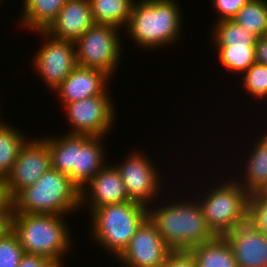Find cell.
Here are the masks:
<instances>
[{
	"label": "cell",
	"instance_id": "cell-1",
	"mask_svg": "<svg viewBox=\"0 0 267 267\" xmlns=\"http://www.w3.org/2000/svg\"><path fill=\"white\" fill-rule=\"evenodd\" d=\"M185 197L179 199L180 201L170 200L164 205L163 203L160 205L157 200L153 202L154 205L158 203L157 207L153 205L148 207L149 219L172 250H189L216 237L208 227L196 197L194 199Z\"/></svg>",
	"mask_w": 267,
	"mask_h": 267
},
{
	"label": "cell",
	"instance_id": "cell-2",
	"mask_svg": "<svg viewBox=\"0 0 267 267\" xmlns=\"http://www.w3.org/2000/svg\"><path fill=\"white\" fill-rule=\"evenodd\" d=\"M176 1L135 0L126 30L122 32L126 31L129 39L142 50L176 44L184 26L183 12Z\"/></svg>",
	"mask_w": 267,
	"mask_h": 267
},
{
	"label": "cell",
	"instance_id": "cell-3",
	"mask_svg": "<svg viewBox=\"0 0 267 267\" xmlns=\"http://www.w3.org/2000/svg\"><path fill=\"white\" fill-rule=\"evenodd\" d=\"M48 145L51 168L67 174L81 189L107 164L103 136L62 133L41 136Z\"/></svg>",
	"mask_w": 267,
	"mask_h": 267
},
{
	"label": "cell",
	"instance_id": "cell-4",
	"mask_svg": "<svg viewBox=\"0 0 267 267\" xmlns=\"http://www.w3.org/2000/svg\"><path fill=\"white\" fill-rule=\"evenodd\" d=\"M64 217L55 214L12 213L9 226L18 236L25 253L45 256L59 267H64L65 254L72 250L71 246H75L70 235V223Z\"/></svg>",
	"mask_w": 267,
	"mask_h": 267
},
{
	"label": "cell",
	"instance_id": "cell-5",
	"mask_svg": "<svg viewBox=\"0 0 267 267\" xmlns=\"http://www.w3.org/2000/svg\"><path fill=\"white\" fill-rule=\"evenodd\" d=\"M80 211V189L67 174L49 169L12 199V213L66 216Z\"/></svg>",
	"mask_w": 267,
	"mask_h": 267
},
{
	"label": "cell",
	"instance_id": "cell-6",
	"mask_svg": "<svg viewBox=\"0 0 267 267\" xmlns=\"http://www.w3.org/2000/svg\"><path fill=\"white\" fill-rule=\"evenodd\" d=\"M148 217V207L135 201L114 203L90 213V236L99 247L118 258L138 227Z\"/></svg>",
	"mask_w": 267,
	"mask_h": 267
},
{
	"label": "cell",
	"instance_id": "cell-7",
	"mask_svg": "<svg viewBox=\"0 0 267 267\" xmlns=\"http://www.w3.org/2000/svg\"><path fill=\"white\" fill-rule=\"evenodd\" d=\"M224 179L205 190L197 200L201 205L208 227L216 236H224L235 227L247 222L249 194L236 177ZM215 186V187H214ZM207 191V192H206Z\"/></svg>",
	"mask_w": 267,
	"mask_h": 267
},
{
	"label": "cell",
	"instance_id": "cell-8",
	"mask_svg": "<svg viewBox=\"0 0 267 267\" xmlns=\"http://www.w3.org/2000/svg\"><path fill=\"white\" fill-rule=\"evenodd\" d=\"M119 29L108 24L92 25L74 42L77 65L104 70L114 78L124 49Z\"/></svg>",
	"mask_w": 267,
	"mask_h": 267
},
{
	"label": "cell",
	"instance_id": "cell-9",
	"mask_svg": "<svg viewBox=\"0 0 267 267\" xmlns=\"http://www.w3.org/2000/svg\"><path fill=\"white\" fill-rule=\"evenodd\" d=\"M110 91L66 104L63 109L71 125L68 134L89 136L108 135L115 125L116 110ZM114 124V125H113Z\"/></svg>",
	"mask_w": 267,
	"mask_h": 267
},
{
	"label": "cell",
	"instance_id": "cell-10",
	"mask_svg": "<svg viewBox=\"0 0 267 267\" xmlns=\"http://www.w3.org/2000/svg\"><path fill=\"white\" fill-rule=\"evenodd\" d=\"M130 152L126 159L114 166L120 173L129 199L149 207L153 201L159 200V191L164 190L159 174L162 170L141 150Z\"/></svg>",
	"mask_w": 267,
	"mask_h": 267
},
{
	"label": "cell",
	"instance_id": "cell-11",
	"mask_svg": "<svg viewBox=\"0 0 267 267\" xmlns=\"http://www.w3.org/2000/svg\"><path fill=\"white\" fill-rule=\"evenodd\" d=\"M35 32L42 36L41 38H45V42L40 45L36 55H33V69L53 93L77 66L75 44L72 41L54 38L45 31Z\"/></svg>",
	"mask_w": 267,
	"mask_h": 267
},
{
	"label": "cell",
	"instance_id": "cell-12",
	"mask_svg": "<svg viewBox=\"0 0 267 267\" xmlns=\"http://www.w3.org/2000/svg\"><path fill=\"white\" fill-rule=\"evenodd\" d=\"M51 169V155L43 138H28L19 149L12 171L4 179L11 199L22 189L36 183Z\"/></svg>",
	"mask_w": 267,
	"mask_h": 267
},
{
	"label": "cell",
	"instance_id": "cell-13",
	"mask_svg": "<svg viewBox=\"0 0 267 267\" xmlns=\"http://www.w3.org/2000/svg\"><path fill=\"white\" fill-rule=\"evenodd\" d=\"M171 251L147 217L117 260L122 267H160Z\"/></svg>",
	"mask_w": 267,
	"mask_h": 267
},
{
	"label": "cell",
	"instance_id": "cell-14",
	"mask_svg": "<svg viewBox=\"0 0 267 267\" xmlns=\"http://www.w3.org/2000/svg\"><path fill=\"white\" fill-rule=\"evenodd\" d=\"M126 201L131 200L114 163H107L80 189V209L89 207V214L96 208Z\"/></svg>",
	"mask_w": 267,
	"mask_h": 267
},
{
	"label": "cell",
	"instance_id": "cell-15",
	"mask_svg": "<svg viewBox=\"0 0 267 267\" xmlns=\"http://www.w3.org/2000/svg\"><path fill=\"white\" fill-rule=\"evenodd\" d=\"M111 78L113 77L104 70L77 65L53 92L58 95L57 98L63 107L66 104L102 94L110 88L107 86Z\"/></svg>",
	"mask_w": 267,
	"mask_h": 267
},
{
	"label": "cell",
	"instance_id": "cell-16",
	"mask_svg": "<svg viewBox=\"0 0 267 267\" xmlns=\"http://www.w3.org/2000/svg\"><path fill=\"white\" fill-rule=\"evenodd\" d=\"M224 237L233 250L238 267H267V235L246 222Z\"/></svg>",
	"mask_w": 267,
	"mask_h": 267
},
{
	"label": "cell",
	"instance_id": "cell-17",
	"mask_svg": "<svg viewBox=\"0 0 267 267\" xmlns=\"http://www.w3.org/2000/svg\"><path fill=\"white\" fill-rule=\"evenodd\" d=\"M94 24L89 0H67L45 32L54 38L75 42Z\"/></svg>",
	"mask_w": 267,
	"mask_h": 267
},
{
	"label": "cell",
	"instance_id": "cell-18",
	"mask_svg": "<svg viewBox=\"0 0 267 267\" xmlns=\"http://www.w3.org/2000/svg\"><path fill=\"white\" fill-rule=\"evenodd\" d=\"M261 133L262 135H259L260 137L258 136L252 144V149H248L250 151L246 153L247 160L241 171H244L243 177L240 173L236 178L249 195L267 192V130Z\"/></svg>",
	"mask_w": 267,
	"mask_h": 267
},
{
	"label": "cell",
	"instance_id": "cell-19",
	"mask_svg": "<svg viewBox=\"0 0 267 267\" xmlns=\"http://www.w3.org/2000/svg\"><path fill=\"white\" fill-rule=\"evenodd\" d=\"M67 0H23L18 20L26 31H45L56 19Z\"/></svg>",
	"mask_w": 267,
	"mask_h": 267
},
{
	"label": "cell",
	"instance_id": "cell-20",
	"mask_svg": "<svg viewBox=\"0 0 267 267\" xmlns=\"http://www.w3.org/2000/svg\"><path fill=\"white\" fill-rule=\"evenodd\" d=\"M189 251L195 258L196 267H238L233 250L224 236H216Z\"/></svg>",
	"mask_w": 267,
	"mask_h": 267
},
{
	"label": "cell",
	"instance_id": "cell-21",
	"mask_svg": "<svg viewBox=\"0 0 267 267\" xmlns=\"http://www.w3.org/2000/svg\"><path fill=\"white\" fill-rule=\"evenodd\" d=\"M134 1L135 0H89L95 24L114 25L125 30Z\"/></svg>",
	"mask_w": 267,
	"mask_h": 267
},
{
	"label": "cell",
	"instance_id": "cell-22",
	"mask_svg": "<svg viewBox=\"0 0 267 267\" xmlns=\"http://www.w3.org/2000/svg\"><path fill=\"white\" fill-rule=\"evenodd\" d=\"M24 134L7 122L0 127V179L4 180L12 171L19 149L28 139Z\"/></svg>",
	"mask_w": 267,
	"mask_h": 267
},
{
	"label": "cell",
	"instance_id": "cell-23",
	"mask_svg": "<svg viewBox=\"0 0 267 267\" xmlns=\"http://www.w3.org/2000/svg\"><path fill=\"white\" fill-rule=\"evenodd\" d=\"M214 46H255L257 37L232 20L215 22L211 35Z\"/></svg>",
	"mask_w": 267,
	"mask_h": 267
},
{
	"label": "cell",
	"instance_id": "cell-24",
	"mask_svg": "<svg viewBox=\"0 0 267 267\" xmlns=\"http://www.w3.org/2000/svg\"><path fill=\"white\" fill-rule=\"evenodd\" d=\"M221 67L228 73L243 74L256 62L255 46H213Z\"/></svg>",
	"mask_w": 267,
	"mask_h": 267
},
{
	"label": "cell",
	"instance_id": "cell-25",
	"mask_svg": "<svg viewBox=\"0 0 267 267\" xmlns=\"http://www.w3.org/2000/svg\"><path fill=\"white\" fill-rule=\"evenodd\" d=\"M233 20L252 31L256 37L267 35V0H249Z\"/></svg>",
	"mask_w": 267,
	"mask_h": 267
},
{
	"label": "cell",
	"instance_id": "cell-26",
	"mask_svg": "<svg viewBox=\"0 0 267 267\" xmlns=\"http://www.w3.org/2000/svg\"><path fill=\"white\" fill-rule=\"evenodd\" d=\"M240 76L247 94L256 100L267 98V65L255 62Z\"/></svg>",
	"mask_w": 267,
	"mask_h": 267
},
{
	"label": "cell",
	"instance_id": "cell-27",
	"mask_svg": "<svg viewBox=\"0 0 267 267\" xmlns=\"http://www.w3.org/2000/svg\"><path fill=\"white\" fill-rule=\"evenodd\" d=\"M24 254L18 236L8 226L0 235V267H18Z\"/></svg>",
	"mask_w": 267,
	"mask_h": 267
},
{
	"label": "cell",
	"instance_id": "cell-28",
	"mask_svg": "<svg viewBox=\"0 0 267 267\" xmlns=\"http://www.w3.org/2000/svg\"><path fill=\"white\" fill-rule=\"evenodd\" d=\"M247 222L267 235V192H258L249 196Z\"/></svg>",
	"mask_w": 267,
	"mask_h": 267
},
{
	"label": "cell",
	"instance_id": "cell-29",
	"mask_svg": "<svg viewBox=\"0 0 267 267\" xmlns=\"http://www.w3.org/2000/svg\"><path fill=\"white\" fill-rule=\"evenodd\" d=\"M249 0H212V6L218 14L217 21L232 20L237 12L248 2Z\"/></svg>",
	"mask_w": 267,
	"mask_h": 267
},
{
	"label": "cell",
	"instance_id": "cell-30",
	"mask_svg": "<svg viewBox=\"0 0 267 267\" xmlns=\"http://www.w3.org/2000/svg\"><path fill=\"white\" fill-rule=\"evenodd\" d=\"M160 267H196V262L189 250H172Z\"/></svg>",
	"mask_w": 267,
	"mask_h": 267
},
{
	"label": "cell",
	"instance_id": "cell-31",
	"mask_svg": "<svg viewBox=\"0 0 267 267\" xmlns=\"http://www.w3.org/2000/svg\"><path fill=\"white\" fill-rule=\"evenodd\" d=\"M18 267H59L49 258L41 255L25 253Z\"/></svg>",
	"mask_w": 267,
	"mask_h": 267
},
{
	"label": "cell",
	"instance_id": "cell-32",
	"mask_svg": "<svg viewBox=\"0 0 267 267\" xmlns=\"http://www.w3.org/2000/svg\"><path fill=\"white\" fill-rule=\"evenodd\" d=\"M12 214V199L6 188L5 181L0 179V220H10Z\"/></svg>",
	"mask_w": 267,
	"mask_h": 267
},
{
	"label": "cell",
	"instance_id": "cell-33",
	"mask_svg": "<svg viewBox=\"0 0 267 267\" xmlns=\"http://www.w3.org/2000/svg\"><path fill=\"white\" fill-rule=\"evenodd\" d=\"M256 63L267 65V35L257 37L255 42Z\"/></svg>",
	"mask_w": 267,
	"mask_h": 267
},
{
	"label": "cell",
	"instance_id": "cell-34",
	"mask_svg": "<svg viewBox=\"0 0 267 267\" xmlns=\"http://www.w3.org/2000/svg\"><path fill=\"white\" fill-rule=\"evenodd\" d=\"M10 225V220H0V235Z\"/></svg>",
	"mask_w": 267,
	"mask_h": 267
},
{
	"label": "cell",
	"instance_id": "cell-35",
	"mask_svg": "<svg viewBox=\"0 0 267 267\" xmlns=\"http://www.w3.org/2000/svg\"><path fill=\"white\" fill-rule=\"evenodd\" d=\"M0 113H1V112H0ZM4 120H6V119L3 118V120H2V117H0V127H1L2 125H4V123H6V121H4Z\"/></svg>",
	"mask_w": 267,
	"mask_h": 267
},
{
	"label": "cell",
	"instance_id": "cell-36",
	"mask_svg": "<svg viewBox=\"0 0 267 267\" xmlns=\"http://www.w3.org/2000/svg\"><path fill=\"white\" fill-rule=\"evenodd\" d=\"M2 2H3V0H0V6H2V4H3ZM0 8H1V7H0Z\"/></svg>",
	"mask_w": 267,
	"mask_h": 267
}]
</instances>
